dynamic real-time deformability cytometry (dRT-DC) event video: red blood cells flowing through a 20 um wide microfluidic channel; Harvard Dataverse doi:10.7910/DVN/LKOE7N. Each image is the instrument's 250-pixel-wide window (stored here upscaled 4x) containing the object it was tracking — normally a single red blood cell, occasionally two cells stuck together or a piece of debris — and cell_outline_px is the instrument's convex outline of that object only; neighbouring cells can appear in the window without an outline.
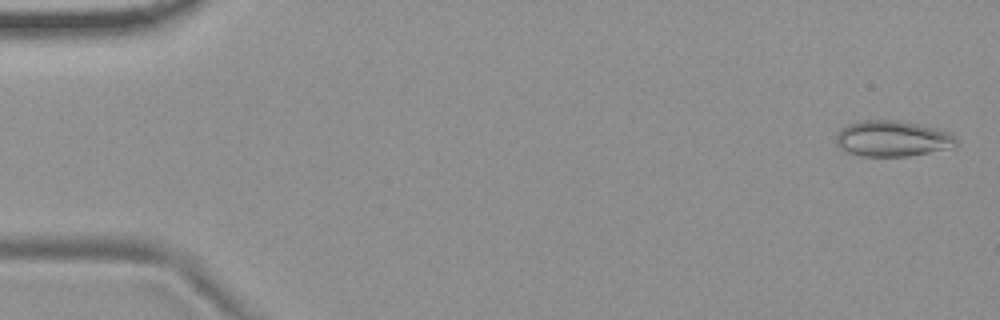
{"species": "common noctule bat (a hibernating species)", "species_latin": "Nyctalus noctula", "temperature_condition": "room temperature", "stored_images_in_passage": 54, "camera_frame_rate_fps": 3000, "um_per_image_px": 0.085, "animal": {"sex": "female", "body_mass_g": 19.9}, "frame": {"image": 1, "passage_image": 2, "time_ms": 0.333, "image_size_px": [1000, 320], "cell_outline_px": [[956, 144], [952, 148], [908, 156], [860, 156], [848, 152], [840, 148], [836, 144], [836, 136], [848, 124], [860, 120], [900, 120], [936, 128], [948, 132], [956, 140]], "centroid_in_image_um": [75.84, 11.78], "position_along_channel_um": 9.2, "area_um2": 24.97}}
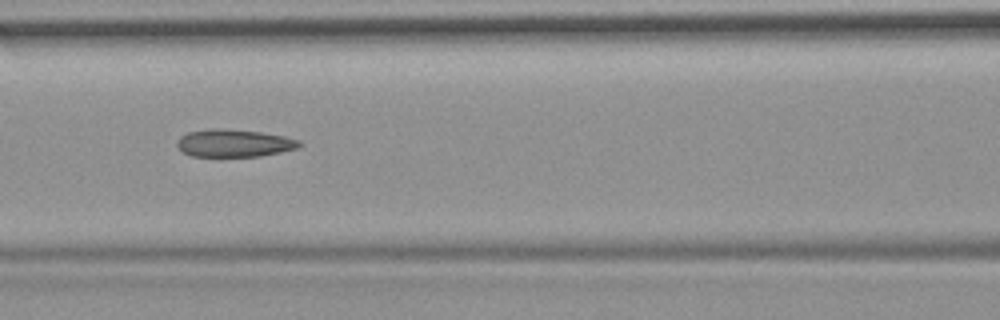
{"frame": {"image": 2, "passage_image": 24, "time_ms": 7.667, "image_size_px": [1000, 320], "cell_outline_px": [[304, 144], [300, 148], [260, 156], [192, 156], [184, 152], [176, 144], [180, 136], [188, 132], [212, 128], [216, 128], [260, 132], [284, 136], [300, 140]], "centroid_in_image_um": [19.94, 12.16], "position_along_channel_um": 146.7, "area_um2": 19.59}}
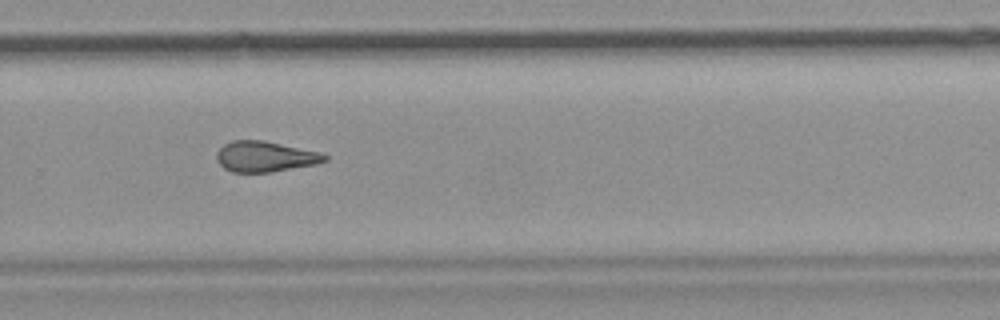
{"frame": {"image": 3, "passage_image": 37, "time_ms": 12.0, "image_size_px": [1000, 320], "cell_outline_px": [[328, 160], [316, 164], [272, 172], [232, 172], [224, 168], [216, 160], [216, 152], [224, 144], [232, 140], [264, 140], [320, 152], [328, 156]], "centroid_in_image_um": [22.53, 13.3], "position_along_channel_um": 307.3, "area_um2": 19.36}, "authors_computed_cell_mechanics": {"area_um2": 20.3167, "velocity_mm_per_s": 3.7206, "shape_relaxation_time_tau1_ms": null, "shape_relaxation_time_tau2_ms": 4.2698, "deformation_change_tau1": null, "deformation_change_tau2": 0.1194}}